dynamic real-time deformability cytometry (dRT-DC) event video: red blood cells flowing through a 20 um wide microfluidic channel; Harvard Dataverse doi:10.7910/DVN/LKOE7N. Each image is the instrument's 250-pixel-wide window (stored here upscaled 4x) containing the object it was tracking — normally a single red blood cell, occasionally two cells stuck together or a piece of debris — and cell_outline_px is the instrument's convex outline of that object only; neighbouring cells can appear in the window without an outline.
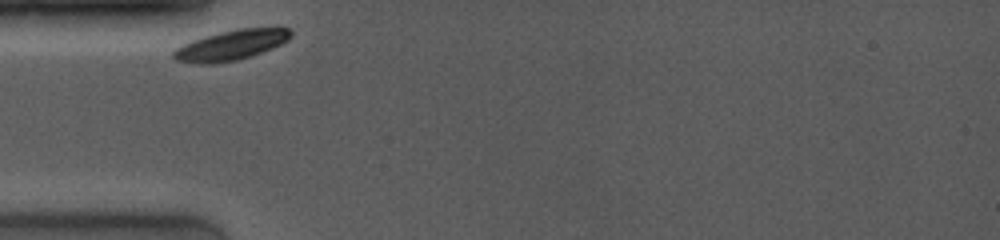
{"species": "common noctule bat (a hibernating species)", "species_latin": "Nyctalus noctula", "temperature_condition": "room temperature", "stored_images_in_passage": 31, "camera_frame_rate_fps": 4000, "um_per_image_px": 0.085, "animal": {"sex": "female", "body_mass_g": 19.0, "forearm_length_mm": 53.3}, "frame": {"image": 1, "passage_image": 1, "time_ms": 0.0, "image_size_px": [1000, 240], "cell_outline_px": [[292, 36], [288, 40], [272, 48], [252, 56], [236, 60], [208, 64], [196, 64], [176, 60], [172, 56], [172, 52], [176, 48], [192, 40], [204, 36], [236, 28], [288, 28], [292, 32]], "centroid_in_image_um": [19.63, 3.84], "position_along_channel_um": 65.4, "area_um2": 20.52}}
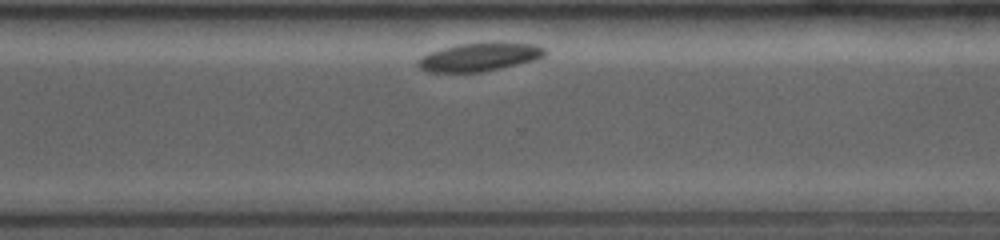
{"frame": {"image": 2, "passage_image": 24, "time_ms": 7.75, "image_size_px": [1000, 240], "cell_outline_px": [[548, 52], [544, 56], [536, 60], [500, 68], [480, 72], [428, 72], [420, 68], [416, 64], [424, 56], [432, 52], [444, 48], [460, 44], [536, 44], [544, 48]], "centroid_in_image_um": [40.78, 4.88], "position_along_channel_um": 329.8, "area_um2": 20.17}}
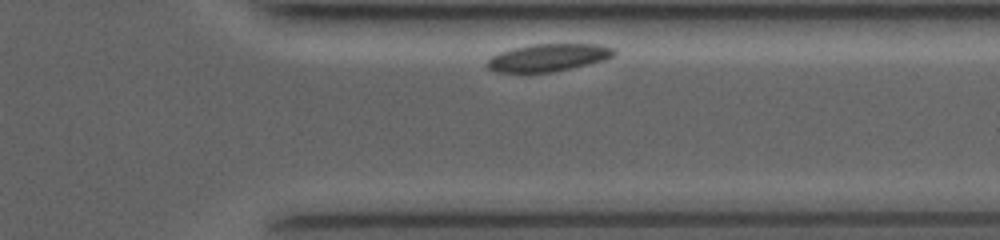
{"frame": {"image": 3, "passage_image": 27, "time_ms": 8.75, "image_size_px": [1000, 240], "cell_outline_px": [[616, 52], [612, 56], [604, 60], [552, 72], [496, 72], [488, 68], [484, 64], [492, 56], [500, 52], [512, 48], [532, 44], [600, 44], [612, 48]], "centroid_in_image_um": [46.56, 4.89], "position_along_channel_um": 364.8, "area_um2": 20.17}, "authors_computed_cell_mechanics": {"area_um2": 21.097, "velocity_mm_per_s": 3.4305, "shape_relaxation_time_tau1_ms": 0.771, "shape_relaxation_time_tau2_ms": null, "deformation_change_tau1": 0.0256, "deformation_change_tau2": null}}